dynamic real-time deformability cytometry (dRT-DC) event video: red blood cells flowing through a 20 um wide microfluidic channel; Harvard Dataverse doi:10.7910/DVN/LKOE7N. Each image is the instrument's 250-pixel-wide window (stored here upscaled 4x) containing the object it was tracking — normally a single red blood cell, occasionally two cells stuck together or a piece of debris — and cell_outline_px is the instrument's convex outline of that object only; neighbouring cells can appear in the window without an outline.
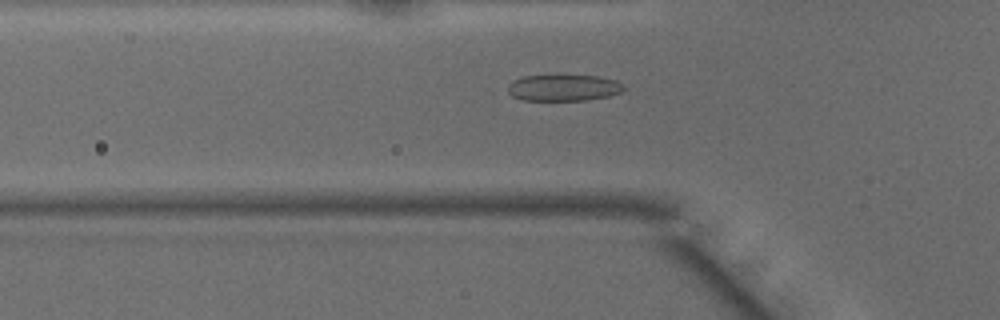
{"species": "common noctule bat (a hibernating species)", "species_latin": "Nyctalus noctula", "temperature_condition": "warm", "stored_images_in_passage": 42, "camera_frame_rate_fps": 3000, "um_per_image_px": 0.085, "animal": {"sex": "male", "body_mass_g": 15.6}, "frame": {"image": 1, "passage_image": 10, "time_ms": 3.0, "image_size_px": [1000, 320], "cell_outline_px": [[624, 88], [620, 92], [608, 96], [588, 100], [524, 100], [512, 96], [508, 92], [508, 84], [512, 80], [524, 76], [556, 72], [600, 76], [616, 80], [624, 84]], "centroid_in_image_um": [47.88, 7.4], "position_along_channel_um": 77.9, "area_um2": 18.84}}
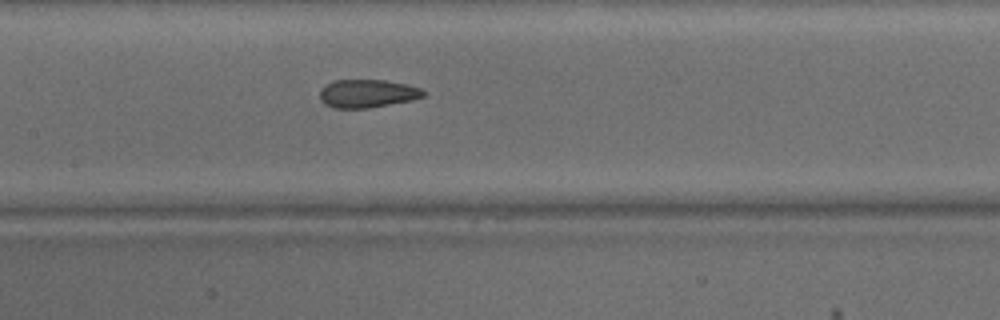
{"frame": {"image": 2, "passage_image": 17, "time_ms": 5.333, "image_size_px": [1000, 320], "cell_outline_px": [[428, 92], [424, 96], [412, 100], [368, 108], [336, 108], [324, 104], [320, 100], [320, 92], [328, 84], [336, 80], [384, 80], [404, 84], [420, 88]], "centroid_in_image_um": [31.25, 7.96], "position_along_channel_um": 176.1, "area_um2": 16.82}}
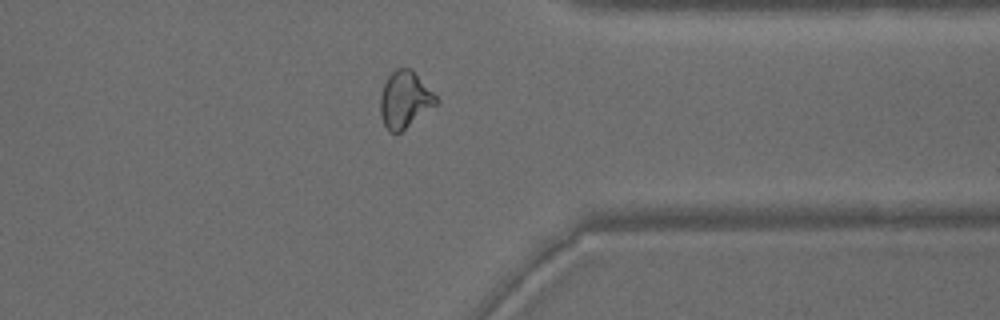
{"frame": {"image": 3, "passage_image": 32, "time_ms": 10.333, "image_size_px": [1000, 320], "cell_outline_px": [[440, 104], [396, 136], [384, 124], [380, 116], [380, 96], [384, 84], [388, 76], [396, 68], [412, 68], [440, 100]], "centroid_in_image_um": [34.45, 8.49], "position_along_channel_um": 377.0, "area_um2": 18.96}, "authors_computed_cell_mechanics": {"area_um2": 18.4093, "velocity_mm_per_s": 4.1554, "shape_relaxation_time_tau1_ms": null, "shape_relaxation_time_tau2_ms": 1.2741, "deformation_change_tau1": null, "deformation_change_tau2": 0.081}}